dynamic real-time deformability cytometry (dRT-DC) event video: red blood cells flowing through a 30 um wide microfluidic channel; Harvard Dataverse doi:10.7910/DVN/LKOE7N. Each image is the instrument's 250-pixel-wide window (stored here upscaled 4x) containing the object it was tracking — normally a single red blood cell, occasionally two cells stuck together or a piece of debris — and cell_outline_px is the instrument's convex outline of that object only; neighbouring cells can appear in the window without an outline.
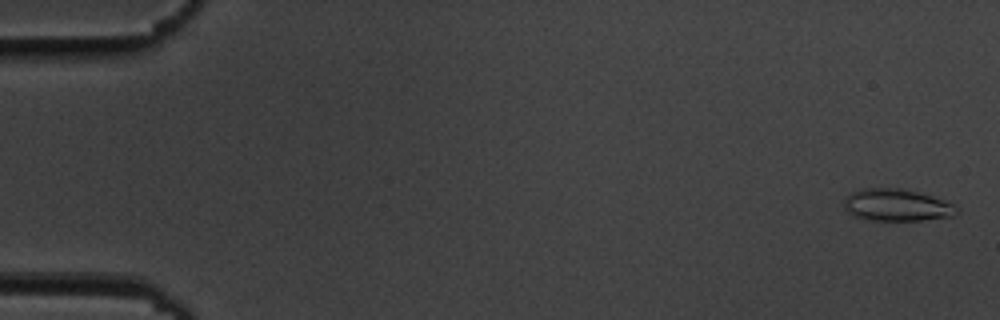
{"species": "common noctule bat (a hibernating species)", "species_latin": "Nyctalus noctula", "temperature_condition": "cold", "stored_images_in_passage": 55, "camera_frame_rate_fps": 3000, "um_per_image_px": 0.085, "animal": {"sex": "male", "body_mass_g": 19.5, "forearm_length_mm": 54.6}, "frame": {"image": 1, "passage_image": 2, "time_ms": 0.333, "image_size_px": [1000, 320], "cell_outline_px": [[960, 212], [956, 216], [920, 220], [872, 220], [852, 216], [844, 208], [844, 200], [852, 192], [860, 188], [900, 188], [932, 196], [944, 200], [960, 208]], "centroid_in_image_um": [76.24, 17.44], "position_along_channel_um": 8.8, "area_um2": 21.15}}
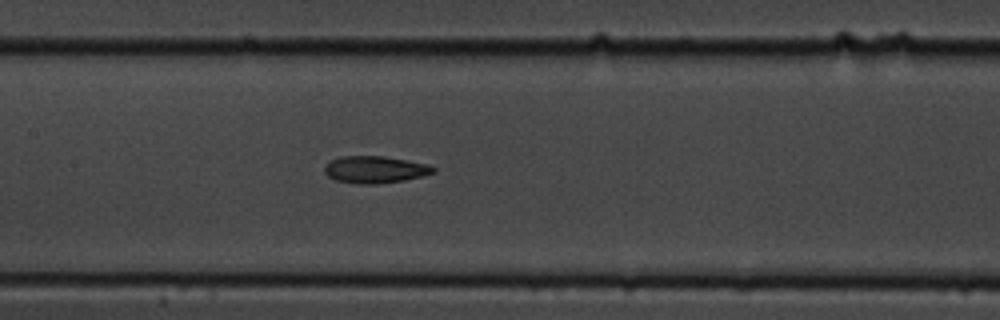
{"frame": {"image": 2, "passage_image": 27, "time_ms": 8.667, "image_size_px": [1000, 320], "cell_outline_px": [[436, 172], [424, 176], [404, 180], [376, 184], [356, 184], [336, 180], [328, 176], [324, 172], [324, 164], [340, 156], [384, 156], [408, 160], [428, 164], [436, 168]], "centroid_in_image_um": [31.89, 14.41], "position_along_channel_um": 175.5, "area_um2": 17.34}}
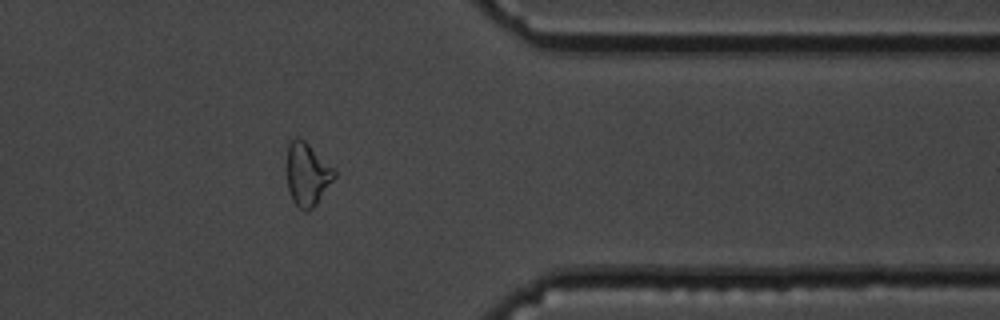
{"frame": {"image": 3, "passage_image": 45, "time_ms": 14.667, "image_size_px": [1000, 320], "cell_outline_px": [[336, 176], [316, 204], [312, 208], [304, 212], [292, 200], [288, 188], [284, 168], [288, 144], [296, 136], [304, 140], [336, 172]], "centroid_in_image_um": [26.04, 14.81], "position_along_channel_um": 385.4, "area_um2": 17.51}, "authors_computed_cell_mechanics": {"area_um2": 17.629, "velocity_mm_per_s": 3.6912, "shape_relaxation_time_tau1_ms": 5.0361, "shape_relaxation_time_tau2_ms": 5.7034, "deformation_change_tau1": 0.1259, "deformation_change_tau2": 0.1558}}